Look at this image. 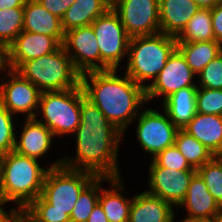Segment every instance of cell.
I'll list each match as a JSON object with an SVG mask.
<instances>
[{"instance_id":"d6986e66","label":"cell","mask_w":222,"mask_h":222,"mask_svg":"<svg viewBox=\"0 0 222 222\" xmlns=\"http://www.w3.org/2000/svg\"><path fill=\"white\" fill-rule=\"evenodd\" d=\"M161 33L177 37L200 9L194 0H159Z\"/></svg>"},{"instance_id":"8992f818","label":"cell","mask_w":222,"mask_h":222,"mask_svg":"<svg viewBox=\"0 0 222 222\" xmlns=\"http://www.w3.org/2000/svg\"><path fill=\"white\" fill-rule=\"evenodd\" d=\"M80 114L81 84L71 89L41 92L36 119L45 124L54 137L73 134L80 124Z\"/></svg>"},{"instance_id":"d590c367","label":"cell","mask_w":222,"mask_h":222,"mask_svg":"<svg viewBox=\"0 0 222 222\" xmlns=\"http://www.w3.org/2000/svg\"><path fill=\"white\" fill-rule=\"evenodd\" d=\"M46 10L60 19L75 0H37Z\"/></svg>"},{"instance_id":"bcb514c9","label":"cell","mask_w":222,"mask_h":222,"mask_svg":"<svg viewBox=\"0 0 222 222\" xmlns=\"http://www.w3.org/2000/svg\"><path fill=\"white\" fill-rule=\"evenodd\" d=\"M2 175H3L2 155H0V191H1V185H2Z\"/></svg>"},{"instance_id":"6da1fadb","label":"cell","mask_w":222,"mask_h":222,"mask_svg":"<svg viewBox=\"0 0 222 222\" xmlns=\"http://www.w3.org/2000/svg\"><path fill=\"white\" fill-rule=\"evenodd\" d=\"M72 135L75 155L63 156L62 165L96 176L121 177L118 152L124 134L85 97L82 86L80 124Z\"/></svg>"},{"instance_id":"7c38bea8","label":"cell","mask_w":222,"mask_h":222,"mask_svg":"<svg viewBox=\"0 0 222 222\" xmlns=\"http://www.w3.org/2000/svg\"><path fill=\"white\" fill-rule=\"evenodd\" d=\"M197 75L187 64L185 57L176 48L168 57L165 67L158 74L153 82H149L146 89V100L152 101L159 96L162 102L171 94L180 89L197 86L193 79Z\"/></svg>"},{"instance_id":"5b68a950","label":"cell","mask_w":222,"mask_h":222,"mask_svg":"<svg viewBox=\"0 0 222 222\" xmlns=\"http://www.w3.org/2000/svg\"><path fill=\"white\" fill-rule=\"evenodd\" d=\"M41 92L78 87L81 74L61 45L55 52L23 62L16 70Z\"/></svg>"},{"instance_id":"ac0fdd59","label":"cell","mask_w":222,"mask_h":222,"mask_svg":"<svg viewBox=\"0 0 222 222\" xmlns=\"http://www.w3.org/2000/svg\"><path fill=\"white\" fill-rule=\"evenodd\" d=\"M122 177L109 178L100 176V195L98 203L101 205L108 222H128L132 197L127 198L124 191ZM109 182L110 188H103L104 182Z\"/></svg>"},{"instance_id":"f1b7e54d","label":"cell","mask_w":222,"mask_h":222,"mask_svg":"<svg viewBox=\"0 0 222 222\" xmlns=\"http://www.w3.org/2000/svg\"><path fill=\"white\" fill-rule=\"evenodd\" d=\"M100 195V176H96L80 193L70 214L71 222H87L98 203Z\"/></svg>"},{"instance_id":"30bf717a","label":"cell","mask_w":222,"mask_h":222,"mask_svg":"<svg viewBox=\"0 0 222 222\" xmlns=\"http://www.w3.org/2000/svg\"><path fill=\"white\" fill-rule=\"evenodd\" d=\"M5 71L0 76V103L15 117L36 118L41 91L15 70Z\"/></svg>"},{"instance_id":"d6a6232c","label":"cell","mask_w":222,"mask_h":222,"mask_svg":"<svg viewBox=\"0 0 222 222\" xmlns=\"http://www.w3.org/2000/svg\"><path fill=\"white\" fill-rule=\"evenodd\" d=\"M196 108L198 113L222 116V89L198 87Z\"/></svg>"},{"instance_id":"603a6c76","label":"cell","mask_w":222,"mask_h":222,"mask_svg":"<svg viewBox=\"0 0 222 222\" xmlns=\"http://www.w3.org/2000/svg\"><path fill=\"white\" fill-rule=\"evenodd\" d=\"M197 86H189L168 96L161 104L170 120L178 129H183L195 116Z\"/></svg>"},{"instance_id":"9a60e30c","label":"cell","mask_w":222,"mask_h":222,"mask_svg":"<svg viewBox=\"0 0 222 222\" xmlns=\"http://www.w3.org/2000/svg\"><path fill=\"white\" fill-rule=\"evenodd\" d=\"M60 46L53 36L23 30L5 50L6 68L16 70L23 62L55 52Z\"/></svg>"},{"instance_id":"7402d4cb","label":"cell","mask_w":222,"mask_h":222,"mask_svg":"<svg viewBox=\"0 0 222 222\" xmlns=\"http://www.w3.org/2000/svg\"><path fill=\"white\" fill-rule=\"evenodd\" d=\"M178 207L186 209L190 217H211L221 208L197 172L191 178L188 191Z\"/></svg>"},{"instance_id":"484cf974","label":"cell","mask_w":222,"mask_h":222,"mask_svg":"<svg viewBox=\"0 0 222 222\" xmlns=\"http://www.w3.org/2000/svg\"><path fill=\"white\" fill-rule=\"evenodd\" d=\"M177 43L215 40L212 29L211 9L200 8L176 37Z\"/></svg>"},{"instance_id":"836d02e7","label":"cell","mask_w":222,"mask_h":222,"mask_svg":"<svg viewBox=\"0 0 222 222\" xmlns=\"http://www.w3.org/2000/svg\"><path fill=\"white\" fill-rule=\"evenodd\" d=\"M159 167L176 171H196L174 145L167 147L151 158Z\"/></svg>"},{"instance_id":"7bdbcfd3","label":"cell","mask_w":222,"mask_h":222,"mask_svg":"<svg viewBox=\"0 0 222 222\" xmlns=\"http://www.w3.org/2000/svg\"><path fill=\"white\" fill-rule=\"evenodd\" d=\"M5 69H6V52L0 46V75L2 74V72H5Z\"/></svg>"},{"instance_id":"8fae6325","label":"cell","mask_w":222,"mask_h":222,"mask_svg":"<svg viewBox=\"0 0 222 222\" xmlns=\"http://www.w3.org/2000/svg\"><path fill=\"white\" fill-rule=\"evenodd\" d=\"M159 0H120L112 9L130 37L160 33Z\"/></svg>"},{"instance_id":"277c9868","label":"cell","mask_w":222,"mask_h":222,"mask_svg":"<svg viewBox=\"0 0 222 222\" xmlns=\"http://www.w3.org/2000/svg\"><path fill=\"white\" fill-rule=\"evenodd\" d=\"M176 48V37L161 32L154 35L131 37L127 64L122 66V68H126L124 73L135 83L147 89L148 82L156 79L165 67L168 57Z\"/></svg>"},{"instance_id":"83f0119b","label":"cell","mask_w":222,"mask_h":222,"mask_svg":"<svg viewBox=\"0 0 222 222\" xmlns=\"http://www.w3.org/2000/svg\"><path fill=\"white\" fill-rule=\"evenodd\" d=\"M24 7L0 10V46L6 50L23 31Z\"/></svg>"},{"instance_id":"7dc6e473","label":"cell","mask_w":222,"mask_h":222,"mask_svg":"<svg viewBox=\"0 0 222 222\" xmlns=\"http://www.w3.org/2000/svg\"><path fill=\"white\" fill-rule=\"evenodd\" d=\"M106 1V3L110 6V7H112L113 5H115L118 1H120V0H105Z\"/></svg>"},{"instance_id":"e0dca14e","label":"cell","mask_w":222,"mask_h":222,"mask_svg":"<svg viewBox=\"0 0 222 222\" xmlns=\"http://www.w3.org/2000/svg\"><path fill=\"white\" fill-rule=\"evenodd\" d=\"M174 207L146 190L133 195L128 222H175Z\"/></svg>"},{"instance_id":"f6af8a7d","label":"cell","mask_w":222,"mask_h":222,"mask_svg":"<svg viewBox=\"0 0 222 222\" xmlns=\"http://www.w3.org/2000/svg\"><path fill=\"white\" fill-rule=\"evenodd\" d=\"M214 222H222V207L220 210L214 215Z\"/></svg>"},{"instance_id":"ee69618b","label":"cell","mask_w":222,"mask_h":222,"mask_svg":"<svg viewBox=\"0 0 222 222\" xmlns=\"http://www.w3.org/2000/svg\"><path fill=\"white\" fill-rule=\"evenodd\" d=\"M6 222H28L21 213H14Z\"/></svg>"},{"instance_id":"f546056e","label":"cell","mask_w":222,"mask_h":222,"mask_svg":"<svg viewBox=\"0 0 222 222\" xmlns=\"http://www.w3.org/2000/svg\"><path fill=\"white\" fill-rule=\"evenodd\" d=\"M21 214L28 222H71L65 211L49 210V203L41 195Z\"/></svg>"},{"instance_id":"4fadbf2b","label":"cell","mask_w":222,"mask_h":222,"mask_svg":"<svg viewBox=\"0 0 222 222\" xmlns=\"http://www.w3.org/2000/svg\"><path fill=\"white\" fill-rule=\"evenodd\" d=\"M62 46L81 75L101 70L100 51L91 25L65 32Z\"/></svg>"},{"instance_id":"cb8c5ba5","label":"cell","mask_w":222,"mask_h":222,"mask_svg":"<svg viewBox=\"0 0 222 222\" xmlns=\"http://www.w3.org/2000/svg\"><path fill=\"white\" fill-rule=\"evenodd\" d=\"M111 8L105 0H75L61 18L64 32L88 26Z\"/></svg>"},{"instance_id":"60d3db41","label":"cell","mask_w":222,"mask_h":222,"mask_svg":"<svg viewBox=\"0 0 222 222\" xmlns=\"http://www.w3.org/2000/svg\"><path fill=\"white\" fill-rule=\"evenodd\" d=\"M5 204L0 198V222H6L14 213L12 211H6Z\"/></svg>"},{"instance_id":"4316f807","label":"cell","mask_w":222,"mask_h":222,"mask_svg":"<svg viewBox=\"0 0 222 222\" xmlns=\"http://www.w3.org/2000/svg\"><path fill=\"white\" fill-rule=\"evenodd\" d=\"M174 144L195 170L214 157L202 143L184 129H178Z\"/></svg>"},{"instance_id":"44dd1931","label":"cell","mask_w":222,"mask_h":222,"mask_svg":"<svg viewBox=\"0 0 222 222\" xmlns=\"http://www.w3.org/2000/svg\"><path fill=\"white\" fill-rule=\"evenodd\" d=\"M183 129L214 156H222V116L196 112Z\"/></svg>"},{"instance_id":"5bb4252c","label":"cell","mask_w":222,"mask_h":222,"mask_svg":"<svg viewBox=\"0 0 222 222\" xmlns=\"http://www.w3.org/2000/svg\"><path fill=\"white\" fill-rule=\"evenodd\" d=\"M149 165L148 189L146 191L158 196L173 207L183 201L191 178L196 171H176L159 167L152 159Z\"/></svg>"},{"instance_id":"4dcf8cb0","label":"cell","mask_w":222,"mask_h":222,"mask_svg":"<svg viewBox=\"0 0 222 222\" xmlns=\"http://www.w3.org/2000/svg\"><path fill=\"white\" fill-rule=\"evenodd\" d=\"M196 172L205 182L208 191L222 207V156H214Z\"/></svg>"},{"instance_id":"b9f144b4","label":"cell","mask_w":222,"mask_h":222,"mask_svg":"<svg viewBox=\"0 0 222 222\" xmlns=\"http://www.w3.org/2000/svg\"><path fill=\"white\" fill-rule=\"evenodd\" d=\"M178 222H214V216L211 217H190L186 216L182 221Z\"/></svg>"},{"instance_id":"7a4b0ae2","label":"cell","mask_w":222,"mask_h":222,"mask_svg":"<svg viewBox=\"0 0 222 222\" xmlns=\"http://www.w3.org/2000/svg\"><path fill=\"white\" fill-rule=\"evenodd\" d=\"M118 69L91 71L81 75V86L89 99L121 132H126L146 100V89Z\"/></svg>"},{"instance_id":"9c48e42d","label":"cell","mask_w":222,"mask_h":222,"mask_svg":"<svg viewBox=\"0 0 222 222\" xmlns=\"http://www.w3.org/2000/svg\"><path fill=\"white\" fill-rule=\"evenodd\" d=\"M164 112V113H163ZM136 122V138L143 152L154 158L159 152L174 145L178 128L170 120L167 113L143 108L134 119Z\"/></svg>"},{"instance_id":"d4e9b609","label":"cell","mask_w":222,"mask_h":222,"mask_svg":"<svg viewBox=\"0 0 222 222\" xmlns=\"http://www.w3.org/2000/svg\"><path fill=\"white\" fill-rule=\"evenodd\" d=\"M177 49L185 57L187 64L197 75L222 52V45L215 40L177 43Z\"/></svg>"},{"instance_id":"e575fe53","label":"cell","mask_w":222,"mask_h":222,"mask_svg":"<svg viewBox=\"0 0 222 222\" xmlns=\"http://www.w3.org/2000/svg\"><path fill=\"white\" fill-rule=\"evenodd\" d=\"M197 87L222 89V52L212 59L203 70L197 74Z\"/></svg>"},{"instance_id":"ffe728a7","label":"cell","mask_w":222,"mask_h":222,"mask_svg":"<svg viewBox=\"0 0 222 222\" xmlns=\"http://www.w3.org/2000/svg\"><path fill=\"white\" fill-rule=\"evenodd\" d=\"M23 30L53 36L61 45L65 32L61 19L45 9L37 0H26Z\"/></svg>"},{"instance_id":"8d00e7d4","label":"cell","mask_w":222,"mask_h":222,"mask_svg":"<svg viewBox=\"0 0 222 222\" xmlns=\"http://www.w3.org/2000/svg\"><path fill=\"white\" fill-rule=\"evenodd\" d=\"M211 20L215 41L222 45V1L211 9Z\"/></svg>"},{"instance_id":"74e56055","label":"cell","mask_w":222,"mask_h":222,"mask_svg":"<svg viewBox=\"0 0 222 222\" xmlns=\"http://www.w3.org/2000/svg\"><path fill=\"white\" fill-rule=\"evenodd\" d=\"M87 222H108V219L99 203L95 205Z\"/></svg>"},{"instance_id":"3957f363","label":"cell","mask_w":222,"mask_h":222,"mask_svg":"<svg viewBox=\"0 0 222 222\" xmlns=\"http://www.w3.org/2000/svg\"><path fill=\"white\" fill-rule=\"evenodd\" d=\"M40 160L20 155L10 151L2 155V185L0 198L7 206L8 203L16 205L9 209L13 213H22L42 193L44 179L51 167L62 165V157L52 164L42 167Z\"/></svg>"},{"instance_id":"52a82bcc","label":"cell","mask_w":222,"mask_h":222,"mask_svg":"<svg viewBox=\"0 0 222 222\" xmlns=\"http://www.w3.org/2000/svg\"><path fill=\"white\" fill-rule=\"evenodd\" d=\"M96 177L93 173L64 165L51 167L46 173L41 196L49 210L65 211L69 216L81 191Z\"/></svg>"},{"instance_id":"f35d334b","label":"cell","mask_w":222,"mask_h":222,"mask_svg":"<svg viewBox=\"0 0 222 222\" xmlns=\"http://www.w3.org/2000/svg\"><path fill=\"white\" fill-rule=\"evenodd\" d=\"M26 0H0V10L24 7Z\"/></svg>"},{"instance_id":"2e32d148","label":"cell","mask_w":222,"mask_h":222,"mask_svg":"<svg viewBox=\"0 0 222 222\" xmlns=\"http://www.w3.org/2000/svg\"><path fill=\"white\" fill-rule=\"evenodd\" d=\"M23 122L24 126L19 133L20 136L16 133L14 151L20 155L40 160L49 153L55 137L50 129L36 118H24Z\"/></svg>"},{"instance_id":"1f68e13d","label":"cell","mask_w":222,"mask_h":222,"mask_svg":"<svg viewBox=\"0 0 222 222\" xmlns=\"http://www.w3.org/2000/svg\"><path fill=\"white\" fill-rule=\"evenodd\" d=\"M1 103H0V155H4L14 150L16 132L14 117ZM16 131V132H15Z\"/></svg>"},{"instance_id":"ba28073f","label":"cell","mask_w":222,"mask_h":222,"mask_svg":"<svg viewBox=\"0 0 222 222\" xmlns=\"http://www.w3.org/2000/svg\"><path fill=\"white\" fill-rule=\"evenodd\" d=\"M100 51L101 70L120 69L127 58L130 36L118 14L109 8L91 24Z\"/></svg>"},{"instance_id":"ab89813d","label":"cell","mask_w":222,"mask_h":222,"mask_svg":"<svg viewBox=\"0 0 222 222\" xmlns=\"http://www.w3.org/2000/svg\"><path fill=\"white\" fill-rule=\"evenodd\" d=\"M200 8L213 9L222 0H194Z\"/></svg>"}]
</instances>
